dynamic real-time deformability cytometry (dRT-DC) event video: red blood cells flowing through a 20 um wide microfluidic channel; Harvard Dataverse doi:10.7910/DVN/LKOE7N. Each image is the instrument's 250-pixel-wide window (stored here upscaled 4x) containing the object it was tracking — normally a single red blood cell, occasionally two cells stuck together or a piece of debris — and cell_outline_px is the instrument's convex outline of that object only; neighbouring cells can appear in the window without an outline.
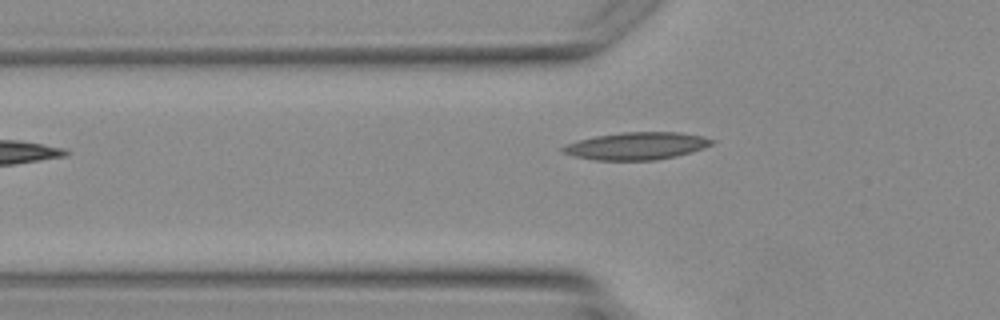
{"species": "Egyptian fruit bat (a non-hibernating species)", "species_latin": "Rousettus aegyptiacus", "temperature_condition": "warm", "stored_images_in_passage": 3, "camera_frame_rate_fps": 3000, "um_per_image_px": 0.085, "animal": {"sex": "female"}, "frame": {"image": 1, "passage_image": 3, "time_ms": 2.667, "image_size_px": [1000, 320], "cell_outline_px": [[716, 140], [712, 144], [704, 148], [692, 152], [676, 156], [656, 160], [596, 160], [576, 156], [560, 152], [560, 148], [564, 144], [576, 140], [596, 136], [624, 132], [680, 132], [700, 136]], "centroid_in_image_um": [54.08, 12.4], "position_along_channel_um": 71.7, "area_um2": 23.87}}